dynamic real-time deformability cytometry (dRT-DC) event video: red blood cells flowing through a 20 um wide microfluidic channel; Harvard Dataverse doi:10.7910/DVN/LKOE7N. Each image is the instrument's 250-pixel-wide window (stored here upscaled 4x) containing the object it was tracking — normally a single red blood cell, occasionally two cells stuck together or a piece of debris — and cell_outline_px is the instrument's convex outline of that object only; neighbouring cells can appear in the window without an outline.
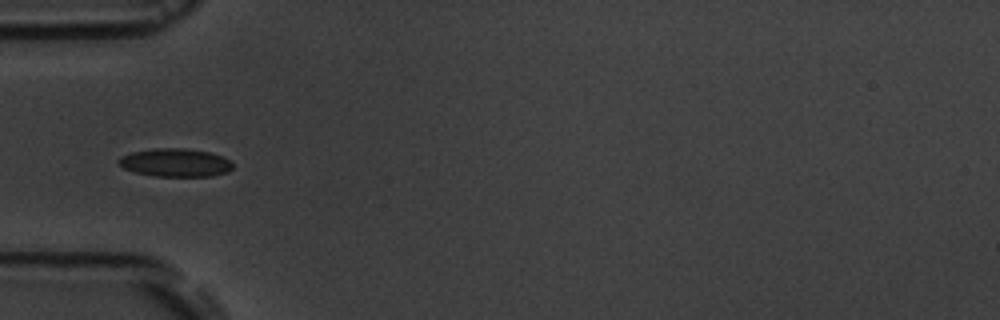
{"species": "common noctule bat (a hibernating species)", "species_latin": "Nyctalus noctula", "temperature_condition": "room temperature", "stored_images_in_passage": 10, "camera_frame_rate_fps": 3000, "um_per_image_px": 0.085, "animal": {"sex": "male", "body_mass_g": 19.5, "forearm_length_mm": 54.6}, "frame": {"image": 1, "passage_image": 4, "time_ms": 3.667, "image_size_px": [1000, 320], "cell_outline_px": [[232, 168], [228, 172], [212, 176], [156, 176], [136, 172], [124, 168], [116, 160], [120, 156], [132, 152], [156, 148], [184, 148], [208, 152], [220, 156], [228, 160], [232, 164]], "centroid_in_image_um": [14.88, 13.82], "position_along_channel_um": 70.1, "area_um2": 18.55}}
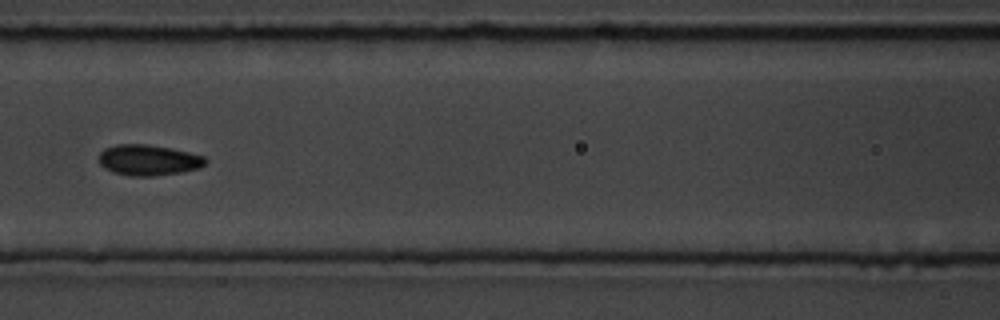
{"frame": {"image": 2, "passage_image": 6, "time_ms": 6.0, "image_size_px": [1000, 320], "cell_outline_px": [[208, 160], [200, 168], [180, 172], [152, 176], [132, 176], [112, 172], [104, 168], [100, 164], [100, 152], [104, 148], [116, 144], [148, 144], [172, 148], [204, 156]], "centroid_in_image_um": [12.61, 13.6], "position_along_channel_um": 154.0, "area_um2": 19.13}}
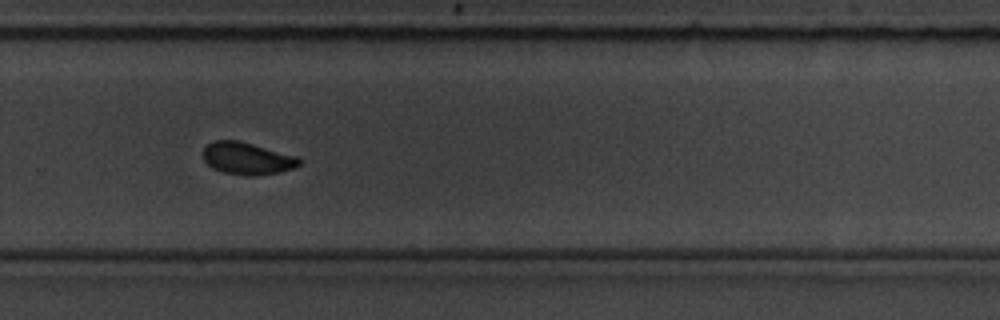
{"frame": {"image": 3, "passage_image": 10, "time_ms": 10.333, "image_size_px": [1000, 320], "cell_outline_px": [[300, 164], [292, 168], [280, 172], [256, 176], [248, 176], [224, 172], [212, 168], [204, 160], [204, 148], [208, 144], [216, 140], [240, 140], [296, 156], [300, 160]], "centroid_in_image_um": [21.0, 13.47], "position_along_channel_um": 308.8, "area_um2": 17.92}}